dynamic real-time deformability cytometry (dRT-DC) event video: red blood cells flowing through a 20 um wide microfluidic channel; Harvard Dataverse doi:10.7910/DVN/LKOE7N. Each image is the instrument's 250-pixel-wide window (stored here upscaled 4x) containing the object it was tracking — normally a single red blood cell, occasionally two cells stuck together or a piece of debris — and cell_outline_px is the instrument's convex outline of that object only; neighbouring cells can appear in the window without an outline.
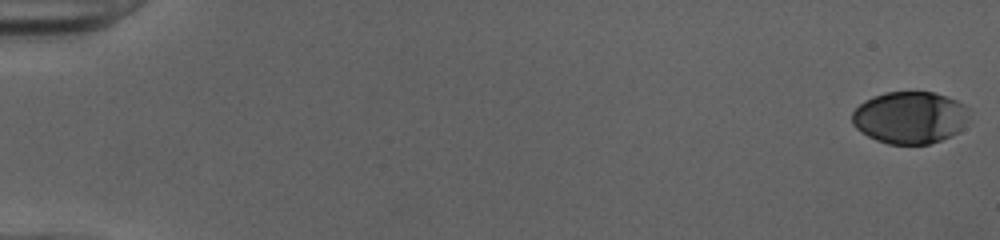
{"species": "human", "species_latin": "Homo sapiens", "temperature_condition": "cold", "stored_images_in_passage": 52, "camera_frame_rate_fps": 3000, "um_per_image_px": 0.085, "donor": {"sex": "female"}, "frame": {"image": 1, "passage_image": 1, "time_ms": 0.0, "image_size_px": [1000, 240], "cell_outline_px": [[968, 116], [960, 128], [952, 136], [928, 144], [888, 144], [876, 140], [860, 132], [852, 124], [852, 112], [864, 100], [872, 96], [884, 92], [932, 92], [956, 100], [964, 104], [968, 108]], "centroid_in_image_um": [77.3, 9.99], "position_along_channel_um": 7.7, "area_um2": 35.49}}
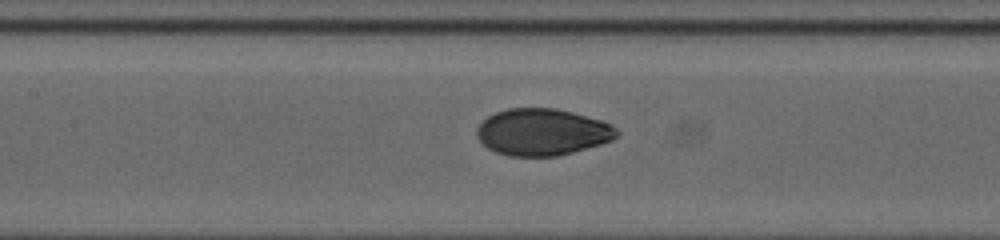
{"frame": {"image": 2, "passage_image": 26, "time_ms": 8.333, "image_size_px": [1000, 240], "cell_outline_px": [[620, 132], [612, 140], [600, 144], [572, 152], [556, 156], [508, 156], [496, 152], [488, 148], [476, 136], [476, 128], [488, 116], [496, 112], [508, 108], [556, 108], [572, 112], [600, 120], [612, 124]], "centroid_in_image_um": [46.09, 11.22], "position_along_channel_um": 161.3, "area_um2": 38.03}}
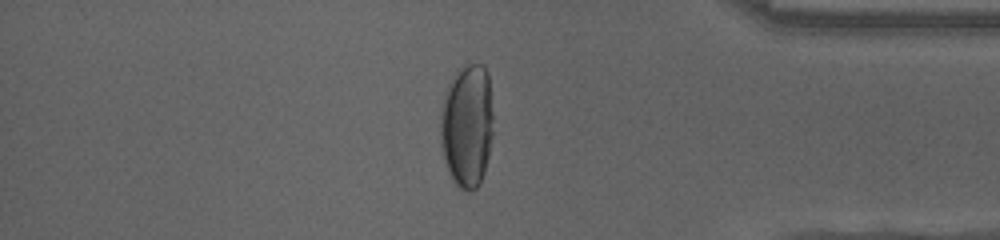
{"frame": {"image": 3, "passage_image": 45, "time_ms": 14.667, "image_size_px": [1000, 240], "cell_outline_px": [[492, 136], [488, 156], [484, 172], [480, 184], [472, 192], [468, 192], [460, 188], [452, 180], [444, 160], [440, 144], [440, 108], [448, 84], [460, 68], [468, 64], [484, 64], [488, 72], [492, 112]], "centroid_in_image_um": [39.68, 10.7], "position_along_channel_um": 395.5, "area_um2": 38.38}, "authors_computed_cell_mechanics": {"area_um2": 38.3214, "velocity_mm_per_s": 4.0153, "shape_relaxation_time_tau1_ms": 5.1803, "shape_relaxation_time_tau2_ms": 0.9668, "deformation_change_tau1": 0.2165, "deformation_change_tau2": 0.0337}}